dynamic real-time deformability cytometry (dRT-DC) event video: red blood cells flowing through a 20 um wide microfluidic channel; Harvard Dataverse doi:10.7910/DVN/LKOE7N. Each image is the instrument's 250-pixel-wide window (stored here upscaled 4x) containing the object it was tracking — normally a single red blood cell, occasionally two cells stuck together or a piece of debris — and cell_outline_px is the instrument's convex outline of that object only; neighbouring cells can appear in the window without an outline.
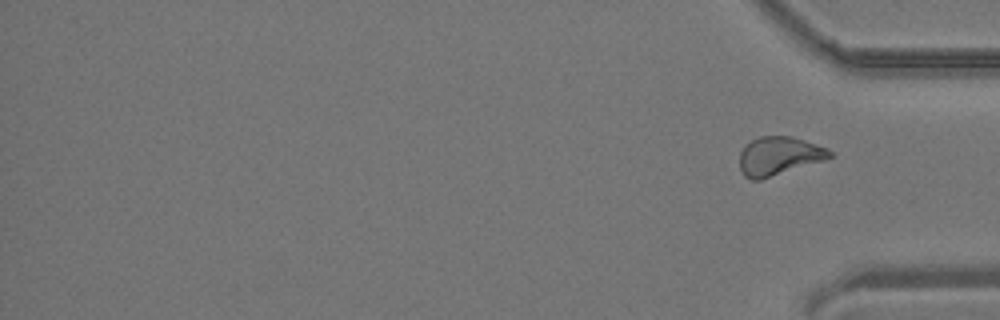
{"species": "common noctule bat (a hibernating species)", "species_latin": "Nyctalus noctula", "temperature_condition": "room temperature", "stored_images_in_passage": 38, "segment_of_instrument_passage": [2, 2], "camera_frame_rate_fps": 3000, "um_per_image_px": 0.085, "animal": {"sex": "male", "body_mass_g": 19.2, "forearm_length_mm": 51.8}, "frame": {"image": 1, "passage_image": 38, "time_ms": 12.333, "image_size_px": [1000, 320], "cell_outline_px": [[832, 156], [828, 160], [760, 180], [752, 180], [744, 176], [740, 168], [740, 152], [752, 140], [760, 136], [792, 136], [828, 148], [832, 152]], "centroid_in_image_um": [66.25, 13.27], "position_along_channel_um": 368.9, "area_um2": 20.4}}